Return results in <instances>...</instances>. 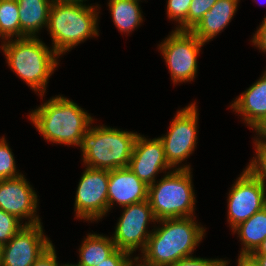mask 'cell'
<instances>
[{
    "mask_svg": "<svg viewBox=\"0 0 266 266\" xmlns=\"http://www.w3.org/2000/svg\"><path fill=\"white\" fill-rule=\"evenodd\" d=\"M29 119L45 140L68 146H79L94 121L77 103L61 95L31 111Z\"/></svg>",
    "mask_w": 266,
    "mask_h": 266,
    "instance_id": "6da1fadb",
    "label": "cell"
},
{
    "mask_svg": "<svg viewBox=\"0 0 266 266\" xmlns=\"http://www.w3.org/2000/svg\"><path fill=\"white\" fill-rule=\"evenodd\" d=\"M193 217L158 220L162 227L152 229L142 254L156 266H172L192 256L205 235V228Z\"/></svg>",
    "mask_w": 266,
    "mask_h": 266,
    "instance_id": "7a4b0ae2",
    "label": "cell"
},
{
    "mask_svg": "<svg viewBox=\"0 0 266 266\" xmlns=\"http://www.w3.org/2000/svg\"><path fill=\"white\" fill-rule=\"evenodd\" d=\"M0 47L10 69L43 97L49 78L59 64L54 49L47 47L38 36L5 40Z\"/></svg>",
    "mask_w": 266,
    "mask_h": 266,
    "instance_id": "3957f363",
    "label": "cell"
},
{
    "mask_svg": "<svg viewBox=\"0 0 266 266\" xmlns=\"http://www.w3.org/2000/svg\"><path fill=\"white\" fill-rule=\"evenodd\" d=\"M98 6L52 2L47 30L53 42L52 48L59 56L87 38L99 36Z\"/></svg>",
    "mask_w": 266,
    "mask_h": 266,
    "instance_id": "277c9868",
    "label": "cell"
},
{
    "mask_svg": "<svg viewBox=\"0 0 266 266\" xmlns=\"http://www.w3.org/2000/svg\"><path fill=\"white\" fill-rule=\"evenodd\" d=\"M137 135L104 125L90 126L79 145L83 163L92 169L109 171L128 167Z\"/></svg>",
    "mask_w": 266,
    "mask_h": 266,
    "instance_id": "5b68a950",
    "label": "cell"
},
{
    "mask_svg": "<svg viewBox=\"0 0 266 266\" xmlns=\"http://www.w3.org/2000/svg\"><path fill=\"white\" fill-rule=\"evenodd\" d=\"M191 169H174L148 186V201L156 220L194 216Z\"/></svg>",
    "mask_w": 266,
    "mask_h": 266,
    "instance_id": "8992f818",
    "label": "cell"
},
{
    "mask_svg": "<svg viewBox=\"0 0 266 266\" xmlns=\"http://www.w3.org/2000/svg\"><path fill=\"white\" fill-rule=\"evenodd\" d=\"M163 41L158 49L164 57L173 83L193 81L197 74V57L205 43L191 31L177 29Z\"/></svg>",
    "mask_w": 266,
    "mask_h": 266,
    "instance_id": "52a82bcc",
    "label": "cell"
},
{
    "mask_svg": "<svg viewBox=\"0 0 266 266\" xmlns=\"http://www.w3.org/2000/svg\"><path fill=\"white\" fill-rule=\"evenodd\" d=\"M195 103L189 104L177 111L166 135L159 137L164 146L166 159L172 170L175 168L176 170L191 169L190 165H178L193 153L197 145L199 113H197L198 108L196 107L198 106Z\"/></svg>",
    "mask_w": 266,
    "mask_h": 266,
    "instance_id": "ba28073f",
    "label": "cell"
},
{
    "mask_svg": "<svg viewBox=\"0 0 266 266\" xmlns=\"http://www.w3.org/2000/svg\"><path fill=\"white\" fill-rule=\"evenodd\" d=\"M227 201L232 229L266 206V185L249 165L234 182Z\"/></svg>",
    "mask_w": 266,
    "mask_h": 266,
    "instance_id": "9c48e42d",
    "label": "cell"
},
{
    "mask_svg": "<svg viewBox=\"0 0 266 266\" xmlns=\"http://www.w3.org/2000/svg\"><path fill=\"white\" fill-rule=\"evenodd\" d=\"M124 211L118 220L112 241L116 249L133 254L138 248L144 251L152 234L148 231L149 222H157L149 201H141L123 207Z\"/></svg>",
    "mask_w": 266,
    "mask_h": 266,
    "instance_id": "30bf717a",
    "label": "cell"
},
{
    "mask_svg": "<svg viewBox=\"0 0 266 266\" xmlns=\"http://www.w3.org/2000/svg\"><path fill=\"white\" fill-rule=\"evenodd\" d=\"M109 170L86 167L78 183L74 211L75 217L97 221L108 213Z\"/></svg>",
    "mask_w": 266,
    "mask_h": 266,
    "instance_id": "8fae6325",
    "label": "cell"
},
{
    "mask_svg": "<svg viewBox=\"0 0 266 266\" xmlns=\"http://www.w3.org/2000/svg\"><path fill=\"white\" fill-rule=\"evenodd\" d=\"M52 244L42 223L26 225L2 246V266H32Z\"/></svg>",
    "mask_w": 266,
    "mask_h": 266,
    "instance_id": "7c38bea8",
    "label": "cell"
},
{
    "mask_svg": "<svg viewBox=\"0 0 266 266\" xmlns=\"http://www.w3.org/2000/svg\"><path fill=\"white\" fill-rule=\"evenodd\" d=\"M38 197L22 174L15 178L0 180V208L17 217L19 220L28 219L25 225L40 224L37 216Z\"/></svg>",
    "mask_w": 266,
    "mask_h": 266,
    "instance_id": "4fadbf2b",
    "label": "cell"
},
{
    "mask_svg": "<svg viewBox=\"0 0 266 266\" xmlns=\"http://www.w3.org/2000/svg\"><path fill=\"white\" fill-rule=\"evenodd\" d=\"M128 168L146 185L156 181V175L165 173L172 167L169 165L164 146L160 138L147 139L138 134L133 146ZM162 171V172H161Z\"/></svg>",
    "mask_w": 266,
    "mask_h": 266,
    "instance_id": "5bb4252c",
    "label": "cell"
},
{
    "mask_svg": "<svg viewBox=\"0 0 266 266\" xmlns=\"http://www.w3.org/2000/svg\"><path fill=\"white\" fill-rule=\"evenodd\" d=\"M148 200V185L128 167L109 171L108 212L113 205L121 207Z\"/></svg>",
    "mask_w": 266,
    "mask_h": 266,
    "instance_id": "9a60e30c",
    "label": "cell"
},
{
    "mask_svg": "<svg viewBox=\"0 0 266 266\" xmlns=\"http://www.w3.org/2000/svg\"><path fill=\"white\" fill-rule=\"evenodd\" d=\"M230 107L243 116L247 126L253 128L266 116V71L245 92L239 95Z\"/></svg>",
    "mask_w": 266,
    "mask_h": 266,
    "instance_id": "2e32d148",
    "label": "cell"
},
{
    "mask_svg": "<svg viewBox=\"0 0 266 266\" xmlns=\"http://www.w3.org/2000/svg\"><path fill=\"white\" fill-rule=\"evenodd\" d=\"M238 2L239 0H218L190 31L203 43L213 40L231 22Z\"/></svg>",
    "mask_w": 266,
    "mask_h": 266,
    "instance_id": "e0dca14e",
    "label": "cell"
},
{
    "mask_svg": "<svg viewBox=\"0 0 266 266\" xmlns=\"http://www.w3.org/2000/svg\"><path fill=\"white\" fill-rule=\"evenodd\" d=\"M52 0H17L20 20V38L37 37L47 27Z\"/></svg>",
    "mask_w": 266,
    "mask_h": 266,
    "instance_id": "ac0fdd59",
    "label": "cell"
},
{
    "mask_svg": "<svg viewBox=\"0 0 266 266\" xmlns=\"http://www.w3.org/2000/svg\"><path fill=\"white\" fill-rule=\"evenodd\" d=\"M242 241L240 255H251L266 238V206L232 229Z\"/></svg>",
    "mask_w": 266,
    "mask_h": 266,
    "instance_id": "d6986e66",
    "label": "cell"
},
{
    "mask_svg": "<svg viewBox=\"0 0 266 266\" xmlns=\"http://www.w3.org/2000/svg\"><path fill=\"white\" fill-rule=\"evenodd\" d=\"M116 250L112 238L90 233L79 248L78 266H97Z\"/></svg>",
    "mask_w": 266,
    "mask_h": 266,
    "instance_id": "ffe728a7",
    "label": "cell"
},
{
    "mask_svg": "<svg viewBox=\"0 0 266 266\" xmlns=\"http://www.w3.org/2000/svg\"><path fill=\"white\" fill-rule=\"evenodd\" d=\"M108 6L113 23L122 33L134 31L143 22L138 0H109Z\"/></svg>",
    "mask_w": 266,
    "mask_h": 266,
    "instance_id": "44dd1931",
    "label": "cell"
},
{
    "mask_svg": "<svg viewBox=\"0 0 266 266\" xmlns=\"http://www.w3.org/2000/svg\"><path fill=\"white\" fill-rule=\"evenodd\" d=\"M17 0L0 2V38L5 40L20 38V20Z\"/></svg>",
    "mask_w": 266,
    "mask_h": 266,
    "instance_id": "7402d4cb",
    "label": "cell"
},
{
    "mask_svg": "<svg viewBox=\"0 0 266 266\" xmlns=\"http://www.w3.org/2000/svg\"><path fill=\"white\" fill-rule=\"evenodd\" d=\"M14 154L6 142L5 137L0 138V180L15 178L22 175L16 170Z\"/></svg>",
    "mask_w": 266,
    "mask_h": 266,
    "instance_id": "603a6c76",
    "label": "cell"
},
{
    "mask_svg": "<svg viewBox=\"0 0 266 266\" xmlns=\"http://www.w3.org/2000/svg\"><path fill=\"white\" fill-rule=\"evenodd\" d=\"M192 0H167V16L179 25L175 29L188 30V9Z\"/></svg>",
    "mask_w": 266,
    "mask_h": 266,
    "instance_id": "cb8c5ba5",
    "label": "cell"
},
{
    "mask_svg": "<svg viewBox=\"0 0 266 266\" xmlns=\"http://www.w3.org/2000/svg\"><path fill=\"white\" fill-rule=\"evenodd\" d=\"M22 223L17 217L0 208V245L7 244L15 234L26 226Z\"/></svg>",
    "mask_w": 266,
    "mask_h": 266,
    "instance_id": "d4e9b609",
    "label": "cell"
},
{
    "mask_svg": "<svg viewBox=\"0 0 266 266\" xmlns=\"http://www.w3.org/2000/svg\"><path fill=\"white\" fill-rule=\"evenodd\" d=\"M218 0H192L188 9V30L190 31Z\"/></svg>",
    "mask_w": 266,
    "mask_h": 266,
    "instance_id": "484cf974",
    "label": "cell"
},
{
    "mask_svg": "<svg viewBox=\"0 0 266 266\" xmlns=\"http://www.w3.org/2000/svg\"><path fill=\"white\" fill-rule=\"evenodd\" d=\"M256 147V155L249 163V167L261 178L266 185V145Z\"/></svg>",
    "mask_w": 266,
    "mask_h": 266,
    "instance_id": "4316f807",
    "label": "cell"
},
{
    "mask_svg": "<svg viewBox=\"0 0 266 266\" xmlns=\"http://www.w3.org/2000/svg\"><path fill=\"white\" fill-rule=\"evenodd\" d=\"M229 263V261L223 259H206L190 256L180 259L172 266H228Z\"/></svg>",
    "mask_w": 266,
    "mask_h": 266,
    "instance_id": "83f0119b",
    "label": "cell"
},
{
    "mask_svg": "<svg viewBox=\"0 0 266 266\" xmlns=\"http://www.w3.org/2000/svg\"><path fill=\"white\" fill-rule=\"evenodd\" d=\"M32 266H59L54 245L52 244Z\"/></svg>",
    "mask_w": 266,
    "mask_h": 266,
    "instance_id": "f1b7e54d",
    "label": "cell"
},
{
    "mask_svg": "<svg viewBox=\"0 0 266 266\" xmlns=\"http://www.w3.org/2000/svg\"><path fill=\"white\" fill-rule=\"evenodd\" d=\"M129 253L116 249L107 259L97 266H124Z\"/></svg>",
    "mask_w": 266,
    "mask_h": 266,
    "instance_id": "f546056e",
    "label": "cell"
},
{
    "mask_svg": "<svg viewBox=\"0 0 266 266\" xmlns=\"http://www.w3.org/2000/svg\"><path fill=\"white\" fill-rule=\"evenodd\" d=\"M256 132V138L254 140V146H265L266 145V116L258 122L253 128Z\"/></svg>",
    "mask_w": 266,
    "mask_h": 266,
    "instance_id": "4dcf8cb0",
    "label": "cell"
},
{
    "mask_svg": "<svg viewBox=\"0 0 266 266\" xmlns=\"http://www.w3.org/2000/svg\"><path fill=\"white\" fill-rule=\"evenodd\" d=\"M252 43L254 46L266 52V27L261 23L255 34H253Z\"/></svg>",
    "mask_w": 266,
    "mask_h": 266,
    "instance_id": "1f68e13d",
    "label": "cell"
},
{
    "mask_svg": "<svg viewBox=\"0 0 266 266\" xmlns=\"http://www.w3.org/2000/svg\"><path fill=\"white\" fill-rule=\"evenodd\" d=\"M132 254H129L126 258V261L124 263V266H156L154 265L150 260H148L143 254L142 257L139 258V256L134 257V259L130 258ZM134 260V261H133ZM139 260V261H138ZM136 265H135V263Z\"/></svg>",
    "mask_w": 266,
    "mask_h": 266,
    "instance_id": "d6a6232c",
    "label": "cell"
},
{
    "mask_svg": "<svg viewBox=\"0 0 266 266\" xmlns=\"http://www.w3.org/2000/svg\"><path fill=\"white\" fill-rule=\"evenodd\" d=\"M237 266H259L251 255H239Z\"/></svg>",
    "mask_w": 266,
    "mask_h": 266,
    "instance_id": "836d02e7",
    "label": "cell"
},
{
    "mask_svg": "<svg viewBox=\"0 0 266 266\" xmlns=\"http://www.w3.org/2000/svg\"><path fill=\"white\" fill-rule=\"evenodd\" d=\"M251 255H266V238L260 244L258 249L255 252H253Z\"/></svg>",
    "mask_w": 266,
    "mask_h": 266,
    "instance_id": "e575fe53",
    "label": "cell"
},
{
    "mask_svg": "<svg viewBox=\"0 0 266 266\" xmlns=\"http://www.w3.org/2000/svg\"><path fill=\"white\" fill-rule=\"evenodd\" d=\"M259 266H266V255H251Z\"/></svg>",
    "mask_w": 266,
    "mask_h": 266,
    "instance_id": "d590c367",
    "label": "cell"
},
{
    "mask_svg": "<svg viewBox=\"0 0 266 266\" xmlns=\"http://www.w3.org/2000/svg\"><path fill=\"white\" fill-rule=\"evenodd\" d=\"M53 2H65V3H76V4H83V2L87 0H52Z\"/></svg>",
    "mask_w": 266,
    "mask_h": 266,
    "instance_id": "8d00e7d4",
    "label": "cell"
},
{
    "mask_svg": "<svg viewBox=\"0 0 266 266\" xmlns=\"http://www.w3.org/2000/svg\"><path fill=\"white\" fill-rule=\"evenodd\" d=\"M0 266H2V245H0Z\"/></svg>",
    "mask_w": 266,
    "mask_h": 266,
    "instance_id": "74e56055",
    "label": "cell"
},
{
    "mask_svg": "<svg viewBox=\"0 0 266 266\" xmlns=\"http://www.w3.org/2000/svg\"><path fill=\"white\" fill-rule=\"evenodd\" d=\"M59 266H78V265H77V264H69V263H68V264H63V265H60V264H59Z\"/></svg>",
    "mask_w": 266,
    "mask_h": 266,
    "instance_id": "f35d334b",
    "label": "cell"
},
{
    "mask_svg": "<svg viewBox=\"0 0 266 266\" xmlns=\"http://www.w3.org/2000/svg\"><path fill=\"white\" fill-rule=\"evenodd\" d=\"M262 24L266 27V16L264 17Z\"/></svg>",
    "mask_w": 266,
    "mask_h": 266,
    "instance_id": "ab89813d",
    "label": "cell"
}]
</instances>
